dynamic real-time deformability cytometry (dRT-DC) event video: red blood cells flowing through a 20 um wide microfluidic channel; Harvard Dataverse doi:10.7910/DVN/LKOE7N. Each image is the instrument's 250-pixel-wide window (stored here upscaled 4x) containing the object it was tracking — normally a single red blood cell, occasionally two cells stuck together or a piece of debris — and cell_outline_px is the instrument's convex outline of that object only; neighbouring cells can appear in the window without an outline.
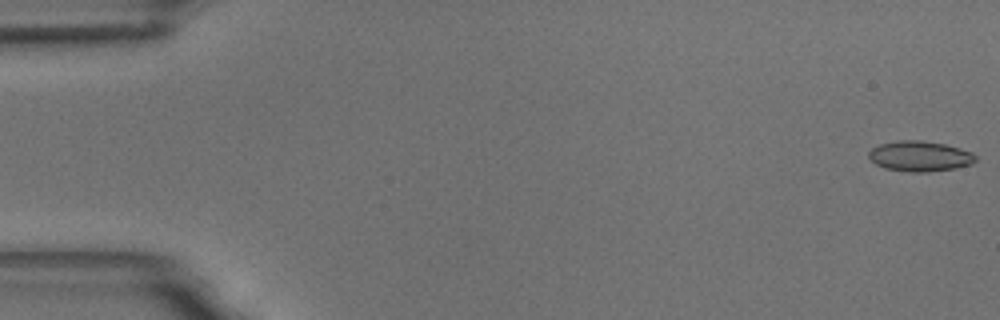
{"species": "common noctule bat (a hibernating species)", "species_latin": "Nyctalus noctula", "temperature_condition": "room temperature", "stored_images_in_passage": 15, "camera_frame_rate_fps": 3000, "um_per_image_px": 0.085, "animal": {"sex": "male", "body_mass_g": 18.8}, "frame": {"image": 1, "passage_image": 1, "time_ms": 0.0, "image_size_px": [1000, 320], "cell_outline_px": [[976, 160], [972, 164], [952, 168], [928, 172], [908, 172], [884, 168], [876, 164], [868, 156], [868, 152], [872, 148], [880, 144], [900, 140], [920, 140], [944, 144], [960, 148], [972, 152], [976, 156]], "centroid_in_image_um": [78.18, 13.27], "position_along_channel_um": 6.8, "area_um2": 18.84}}
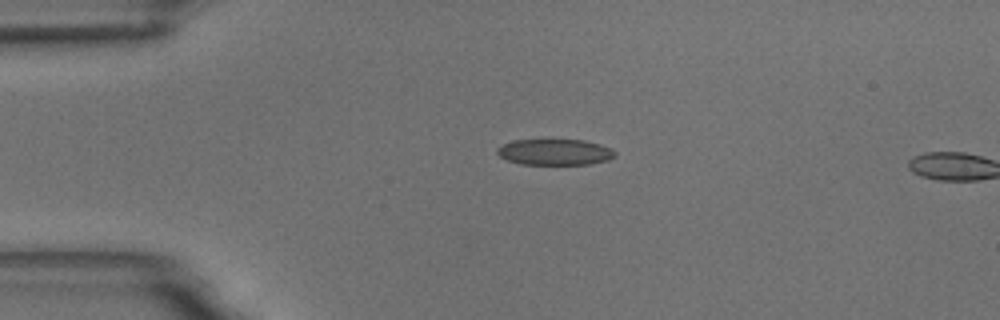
{"frame": {"image": 2, "passage_image": 13, "time_ms": 4.0, "image_size_px": [1000, 320], "cell_outline_px": [[616, 156], [608, 160], [588, 164], [520, 164], [508, 160], [500, 156], [496, 152], [496, 148], [512, 140], [584, 140], [600, 144], [612, 148], [616, 152]], "centroid_in_image_um": [47.18, 12.92], "position_along_channel_um": 37.8, "area_um2": 17.86}}